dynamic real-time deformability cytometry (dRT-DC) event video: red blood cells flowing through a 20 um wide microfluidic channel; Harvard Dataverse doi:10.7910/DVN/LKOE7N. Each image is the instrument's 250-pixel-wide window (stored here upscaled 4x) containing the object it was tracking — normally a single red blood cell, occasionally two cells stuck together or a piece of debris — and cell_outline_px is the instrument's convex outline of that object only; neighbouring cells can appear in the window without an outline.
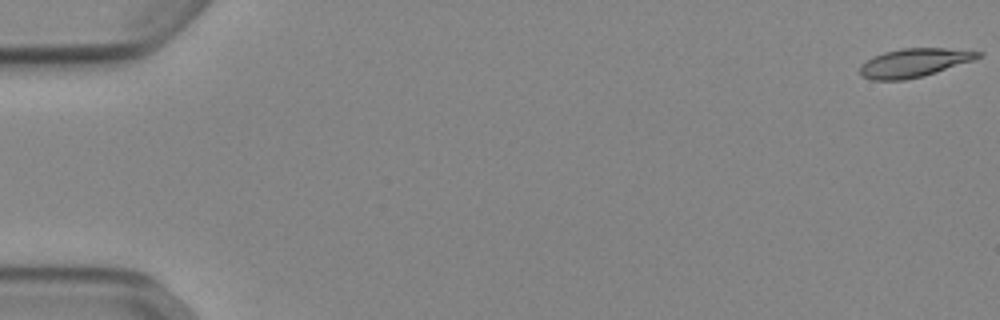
{"species": "Egyptian fruit bat (a non-hibernating species)", "species_latin": "Rousettus aegyptiacus", "temperature_condition": "cold", "stored_images_in_passage": 53, "camera_frame_rate_fps": 3000, "um_per_image_px": 0.085, "animal": {"sex": "female"}, "frame": {"image": 1, "passage_image": 1, "time_ms": 0.0, "image_size_px": [1000, 320], "cell_outline_px": [[984, 52], [980, 56], [972, 60], [924, 76], [904, 80], [872, 80], [860, 76], [860, 64], [872, 56], [884, 52], [900, 48], [944, 48]], "centroid_in_image_um": [77.63, 5.33], "position_along_channel_um": 7.4, "area_um2": 19.65}}
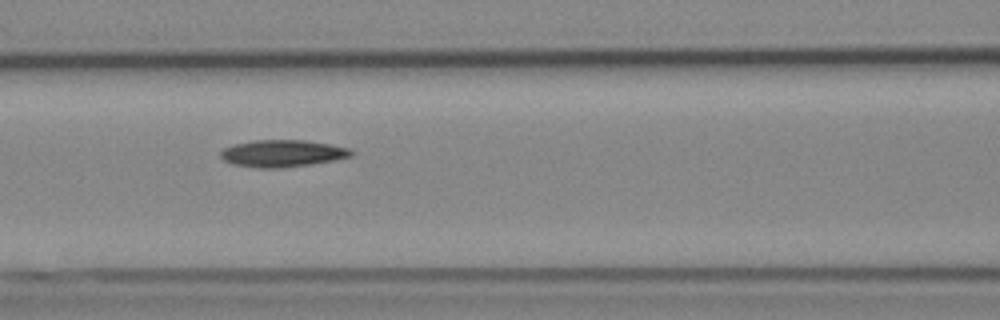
{"frame": {"image": 2, "passage_image": 24, "time_ms": 7.667, "image_size_px": [1000, 320], "cell_outline_px": [[356, 152], [352, 156], [336, 160], [312, 164], [284, 168], [256, 168], [232, 164], [224, 160], [220, 156], [220, 152], [224, 148], [232, 144], [252, 140], [304, 140], [328, 144], [348, 148]], "centroid_in_image_um": [24.0, 13.04], "position_along_channel_um": 142.6, "area_um2": 20.81}}
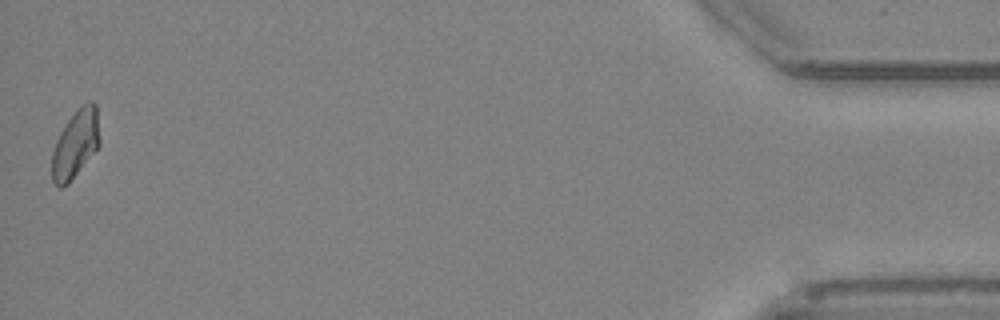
{"frame": {"image": 3, "passage_image": 53, "time_ms": 17.333, "image_size_px": [1000, 320], "cell_outline_px": [[100, 144], [68, 184], [60, 188], [52, 180], [52, 152], [56, 140], [60, 132], [68, 120], [80, 104], [88, 100], [92, 100], [96, 104], [100, 140]], "centroid_in_image_um": [6.42, 12.19], "position_along_channel_um": 428.8, "area_um2": 18.9}}